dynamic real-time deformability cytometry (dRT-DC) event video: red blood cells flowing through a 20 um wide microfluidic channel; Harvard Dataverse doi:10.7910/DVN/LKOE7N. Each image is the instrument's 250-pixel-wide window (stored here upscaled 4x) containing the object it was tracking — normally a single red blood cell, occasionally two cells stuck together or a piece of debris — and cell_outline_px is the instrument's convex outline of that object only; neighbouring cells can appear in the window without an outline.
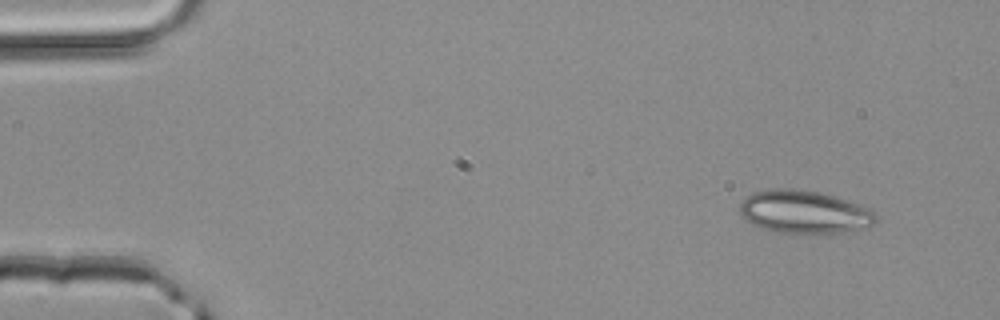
{"species": "common noctule bat (a hibernating species)", "species_latin": "Nyctalus noctula", "temperature_condition": "room temperature", "stored_images_in_passage": 3, "segment_of_instrument_passage": [1, 2], "camera_frame_rate_fps": 3000, "um_per_image_px": 0.085, "animal": {"sex": "male", "body_mass_g": 20.4}, "frame": {"image": 1, "passage_image": 1, "time_ms": 0.0, "image_size_px": [1000, 320], "cell_outline_px": [[880, 216], [872, 224], [844, 232], [820, 236], [812, 236], [776, 232], [760, 228], [744, 220], [740, 216], [740, 204], [752, 192], [768, 188], [792, 188], [816, 192], [832, 196], [872, 208]], "centroid_in_image_um": [68.34, 18.05], "position_along_channel_um": 16.7, "area_um2": 34.97}}